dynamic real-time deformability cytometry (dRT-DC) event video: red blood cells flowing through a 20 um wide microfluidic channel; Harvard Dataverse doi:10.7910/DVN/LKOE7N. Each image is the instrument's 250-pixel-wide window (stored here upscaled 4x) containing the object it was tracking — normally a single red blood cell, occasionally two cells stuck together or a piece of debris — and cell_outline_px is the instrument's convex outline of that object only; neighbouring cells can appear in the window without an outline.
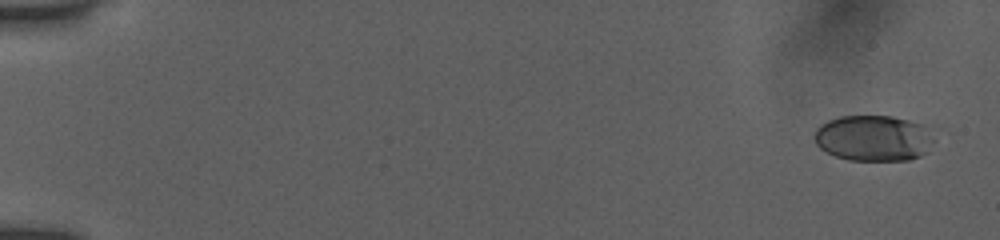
{"species": "human", "species_latin": "Homo sapiens", "temperature_condition": "room temperature", "stored_images_in_passage": 9, "camera_frame_rate_fps": 3000, "um_per_image_px": 0.085, "donor": {"sex": "female"}, "frame": {"image": 1, "passage_image": 1, "time_ms": 0.0, "image_size_px": [1000, 240], "cell_outline_px": [[940, 128], [936, 140], [920, 156], [908, 160], [848, 160], [836, 156], [820, 148], [816, 144], [816, 128], [820, 124], [828, 120], [840, 116], [892, 116]], "centroid_in_image_um": [74.38, 11.72], "position_along_channel_um": 10.6, "area_um2": 32.71}}
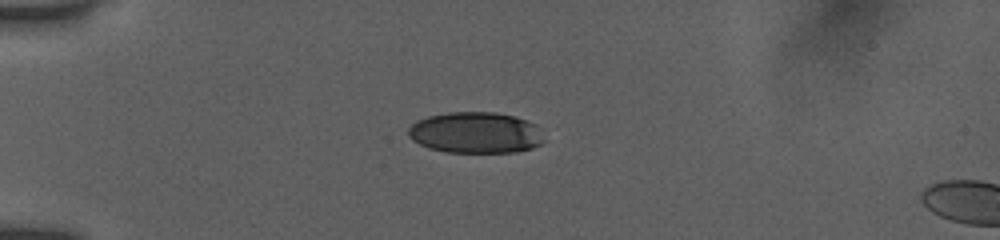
{"frame": {"image": 2, "passage_image": 7, "time_ms": 2.0, "image_size_px": [1000, 240], "cell_outline_px": [[544, 140], [540, 144], [532, 148], [516, 152], [448, 152], [428, 148], [412, 140], [408, 136], [408, 128], [416, 120], [428, 116], [448, 112], [496, 112], [516, 116], [528, 120], [536, 124]], "centroid_in_image_um": [40.42, 11.27], "position_along_channel_um": 44.6, "area_um2": 32.77}}